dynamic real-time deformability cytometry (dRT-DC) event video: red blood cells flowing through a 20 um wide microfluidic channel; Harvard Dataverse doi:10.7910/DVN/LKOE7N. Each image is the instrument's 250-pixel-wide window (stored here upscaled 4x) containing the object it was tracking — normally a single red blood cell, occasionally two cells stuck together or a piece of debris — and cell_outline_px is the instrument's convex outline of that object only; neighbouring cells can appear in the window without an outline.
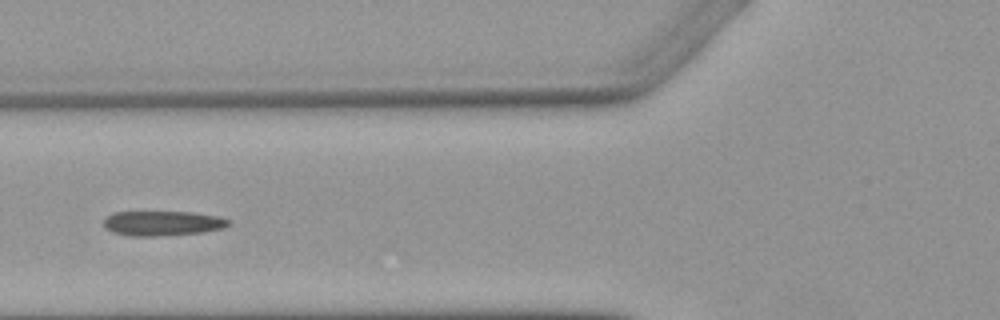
{"species": "Egyptian fruit bat (a non-hibernating species)", "species_latin": "Rousettus aegyptiacus", "temperature_condition": "warm", "stored_images_in_passage": 9, "camera_frame_rate_fps": 3000, "um_per_image_px": 0.085, "animal": {"sex": "female"}, "frame": {"image": 1, "passage_image": 6, "time_ms": 6.0, "image_size_px": [1000, 320], "cell_outline_px": [[232, 224], [224, 228], [204, 232], [156, 236], [132, 236], [112, 232], [104, 228], [104, 216], [112, 212], [192, 212], [220, 216], [228, 220]], "centroid_in_image_um": [13.81, 18.97], "position_along_channel_um": 112.0, "area_um2": 18.26}}
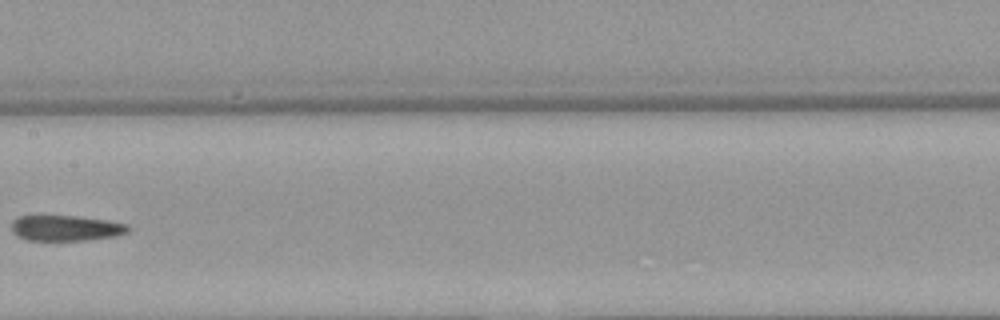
{"frame": {"image": 2, "passage_image": 8, "time_ms": 8.333, "image_size_px": [1000, 320], "cell_outline_px": [[128, 232], [116, 236], [84, 240], [28, 240], [16, 236], [12, 232], [12, 220], [20, 216], [40, 212], [76, 216], [108, 220], [128, 224]], "centroid_in_image_um": [5.51, 19.33], "position_along_channel_um": 201.9, "area_um2": 18.15}}
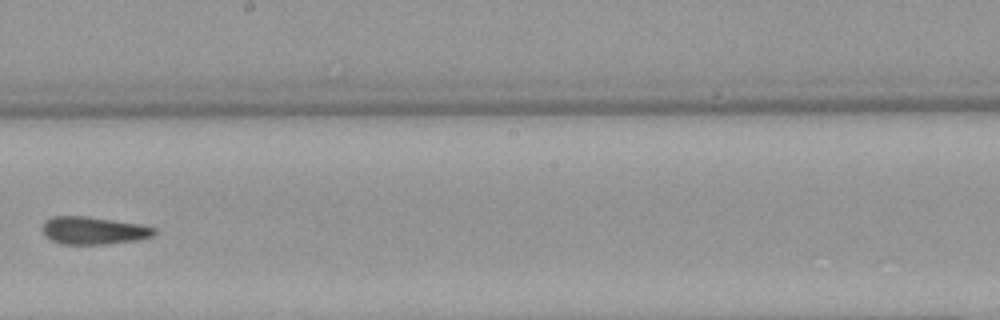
{"frame": {"image": 3, "passage_image": 9, "time_ms": 9.333, "image_size_px": [1000, 320], "cell_outline_px": [[156, 232], [152, 236], [136, 240], [104, 244], [60, 244], [44, 236], [44, 224], [52, 216], [84, 216], [140, 224], [156, 228]], "centroid_in_image_um": [7.96, 19.6], "position_along_channel_um": 240.2, "area_um2": 17.74}}